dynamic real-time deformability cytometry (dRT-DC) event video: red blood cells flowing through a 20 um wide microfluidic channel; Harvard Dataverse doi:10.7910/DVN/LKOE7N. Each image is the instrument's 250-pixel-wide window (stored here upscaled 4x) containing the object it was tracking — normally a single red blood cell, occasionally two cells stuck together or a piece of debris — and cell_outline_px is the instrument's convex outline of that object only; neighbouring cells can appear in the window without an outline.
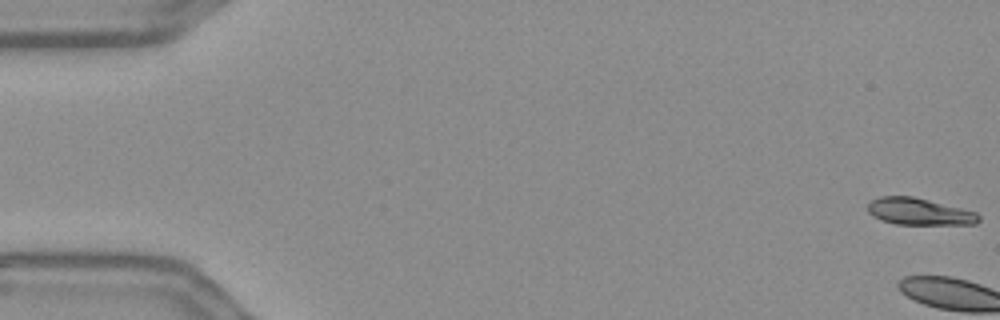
{"species": "Egyptian fruit bat (a non-hibernating species)", "species_latin": "Rousettus aegyptiacus", "temperature_condition": "warm", "stored_images_in_passage": 9, "camera_frame_rate_fps": 3000, "um_per_image_px": 0.085, "frame": {"image": 1, "passage_image": 1, "time_ms": 0.0, "image_size_px": [1000, 320], "cell_outline_px": [[980, 220], [976, 224], [896, 224], [880, 220], [872, 216], [868, 212], [868, 204], [872, 200], [880, 196], [912, 196], [976, 212], [980, 216]], "centroid_in_image_um": [78.1, 17.99], "position_along_channel_um": 6.9, "area_um2": 17.22}}